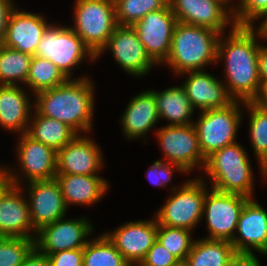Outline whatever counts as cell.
Wrapping results in <instances>:
<instances>
[{"label":"cell","instance_id":"8fae6325","mask_svg":"<svg viewBox=\"0 0 267 266\" xmlns=\"http://www.w3.org/2000/svg\"><path fill=\"white\" fill-rule=\"evenodd\" d=\"M249 198L221 192L209 187L206 191L203 215L208 229L207 239L232 241L244 204Z\"/></svg>","mask_w":267,"mask_h":266},{"label":"cell","instance_id":"ffe728a7","mask_svg":"<svg viewBox=\"0 0 267 266\" xmlns=\"http://www.w3.org/2000/svg\"><path fill=\"white\" fill-rule=\"evenodd\" d=\"M236 231L231 241L236 252L256 251L267 257V211L255 198L244 204Z\"/></svg>","mask_w":267,"mask_h":266},{"label":"cell","instance_id":"d6986e66","mask_svg":"<svg viewBox=\"0 0 267 266\" xmlns=\"http://www.w3.org/2000/svg\"><path fill=\"white\" fill-rule=\"evenodd\" d=\"M50 24L41 13H30L16 6L9 15L2 45L35 56L44 31Z\"/></svg>","mask_w":267,"mask_h":266},{"label":"cell","instance_id":"277c9868","mask_svg":"<svg viewBox=\"0 0 267 266\" xmlns=\"http://www.w3.org/2000/svg\"><path fill=\"white\" fill-rule=\"evenodd\" d=\"M202 171L213 189L254 198V171L246 149L238 141L208 156Z\"/></svg>","mask_w":267,"mask_h":266},{"label":"cell","instance_id":"7bdbcfd3","mask_svg":"<svg viewBox=\"0 0 267 266\" xmlns=\"http://www.w3.org/2000/svg\"><path fill=\"white\" fill-rule=\"evenodd\" d=\"M19 266H50V264L48 256L34 247Z\"/></svg>","mask_w":267,"mask_h":266},{"label":"cell","instance_id":"7c38bea8","mask_svg":"<svg viewBox=\"0 0 267 266\" xmlns=\"http://www.w3.org/2000/svg\"><path fill=\"white\" fill-rule=\"evenodd\" d=\"M94 225L86 216L66 217L40 228L36 232L34 247L47 256L59 251L84 248L93 235Z\"/></svg>","mask_w":267,"mask_h":266},{"label":"cell","instance_id":"8d00e7d4","mask_svg":"<svg viewBox=\"0 0 267 266\" xmlns=\"http://www.w3.org/2000/svg\"><path fill=\"white\" fill-rule=\"evenodd\" d=\"M178 172L186 174L187 172L179 165L172 164L168 162H164L162 160H156L152 165L149 166L146 172V178L149 182L161 188L168 187L169 183L172 184L171 179L173 177V173Z\"/></svg>","mask_w":267,"mask_h":266},{"label":"cell","instance_id":"e0dca14e","mask_svg":"<svg viewBox=\"0 0 267 266\" xmlns=\"http://www.w3.org/2000/svg\"><path fill=\"white\" fill-rule=\"evenodd\" d=\"M104 234L131 266H138L157 240V221H129Z\"/></svg>","mask_w":267,"mask_h":266},{"label":"cell","instance_id":"2e32d148","mask_svg":"<svg viewBox=\"0 0 267 266\" xmlns=\"http://www.w3.org/2000/svg\"><path fill=\"white\" fill-rule=\"evenodd\" d=\"M21 186L27 193L32 225L36 232L67 215L68 208L56 178L29 182L26 186L23 183Z\"/></svg>","mask_w":267,"mask_h":266},{"label":"cell","instance_id":"d4e9b609","mask_svg":"<svg viewBox=\"0 0 267 266\" xmlns=\"http://www.w3.org/2000/svg\"><path fill=\"white\" fill-rule=\"evenodd\" d=\"M65 205L92 206L108 192V180L100 175L56 174Z\"/></svg>","mask_w":267,"mask_h":266},{"label":"cell","instance_id":"681fc988","mask_svg":"<svg viewBox=\"0 0 267 266\" xmlns=\"http://www.w3.org/2000/svg\"><path fill=\"white\" fill-rule=\"evenodd\" d=\"M176 266H187V264L185 262H180L178 265Z\"/></svg>","mask_w":267,"mask_h":266},{"label":"cell","instance_id":"836d02e7","mask_svg":"<svg viewBox=\"0 0 267 266\" xmlns=\"http://www.w3.org/2000/svg\"><path fill=\"white\" fill-rule=\"evenodd\" d=\"M194 231L157 224V240L180 262H185L191 251Z\"/></svg>","mask_w":267,"mask_h":266},{"label":"cell","instance_id":"74e56055","mask_svg":"<svg viewBox=\"0 0 267 266\" xmlns=\"http://www.w3.org/2000/svg\"><path fill=\"white\" fill-rule=\"evenodd\" d=\"M179 263L180 261L156 240L138 266H176Z\"/></svg>","mask_w":267,"mask_h":266},{"label":"cell","instance_id":"f1b7e54d","mask_svg":"<svg viewBox=\"0 0 267 266\" xmlns=\"http://www.w3.org/2000/svg\"><path fill=\"white\" fill-rule=\"evenodd\" d=\"M32 57L0 44V85H25Z\"/></svg>","mask_w":267,"mask_h":266},{"label":"cell","instance_id":"4dcf8cb0","mask_svg":"<svg viewBox=\"0 0 267 266\" xmlns=\"http://www.w3.org/2000/svg\"><path fill=\"white\" fill-rule=\"evenodd\" d=\"M92 239L83 248V266H131L104 233Z\"/></svg>","mask_w":267,"mask_h":266},{"label":"cell","instance_id":"5b68a950","mask_svg":"<svg viewBox=\"0 0 267 266\" xmlns=\"http://www.w3.org/2000/svg\"><path fill=\"white\" fill-rule=\"evenodd\" d=\"M197 176L188 178L178 187L172 185L169 189L170 196L155 212L158 225L195 230L202 220L205 195L209 186L205 182L206 178Z\"/></svg>","mask_w":267,"mask_h":266},{"label":"cell","instance_id":"7402d4cb","mask_svg":"<svg viewBox=\"0 0 267 266\" xmlns=\"http://www.w3.org/2000/svg\"><path fill=\"white\" fill-rule=\"evenodd\" d=\"M178 76H185L182 86L194 110L204 111L227 106L233 101L229 96L223 79L219 80L205 70L188 71Z\"/></svg>","mask_w":267,"mask_h":266},{"label":"cell","instance_id":"83f0119b","mask_svg":"<svg viewBox=\"0 0 267 266\" xmlns=\"http://www.w3.org/2000/svg\"><path fill=\"white\" fill-rule=\"evenodd\" d=\"M198 239L194 240L187 255V266H231L233 254L236 252L231 241Z\"/></svg>","mask_w":267,"mask_h":266},{"label":"cell","instance_id":"ba28073f","mask_svg":"<svg viewBox=\"0 0 267 266\" xmlns=\"http://www.w3.org/2000/svg\"><path fill=\"white\" fill-rule=\"evenodd\" d=\"M240 103L244 102L233 100L225 107L200 111L194 126L205 158L237 142L238 128L244 116Z\"/></svg>","mask_w":267,"mask_h":266},{"label":"cell","instance_id":"ee69618b","mask_svg":"<svg viewBox=\"0 0 267 266\" xmlns=\"http://www.w3.org/2000/svg\"><path fill=\"white\" fill-rule=\"evenodd\" d=\"M12 184L6 165L0 164V196Z\"/></svg>","mask_w":267,"mask_h":266},{"label":"cell","instance_id":"484cf974","mask_svg":"<svg viewBox=\"0 0 267 266\" xmlns=\"http://www.w3.org/2000/svg\"><path fill=\"white\" fill-rule=\"evenodd\" d=\"M156 99L160 120H166L167 125H191L194 120V109L182 85L170 86L163 91L150 89Z\"/></svg>","mask_w":267,"mask_h":266},{"label":"cell","instance_id":"ac0fdd59","mask_svg":"<svg viewBox=\"0 0 267 266\" xmlns=\"http://www.w3.org/2000/svg\"><path fill=\"white\" fill-rule=\"evenodd\" d=\"M77 134L57 152L56 174L98 175L105 167L103 153L95 140Z\"/></svg>","mask_w":267,"mask_h":266},{"label":"cell","instance_id":"3957f363","mask_svg":"<svg viewBox=\"0 0 267 266\" xmlns=\"http://www.w3.org/2000/svg\"><path fill=\"white\" fill-rule=\"evenodd\" d=\"M220 35L207 27L177 22L169 56L162 65H167L176 76L217 64Z\"/></svg>","mask_w":267,"mask_h":266},{"label":"cell","instance_id":"bcb514c9","mask_svg":"<svg viewBox=\"0 0 267 266\" xmlns=\"http://www.w3.org/2000/svg\"><path fill=\"white\" fill-rule=\"evenodd\" d=\"M259 165V173L261 174L262 178L267 181V154L259 161Z\"/></svg>","mask_w":267,"mask_h":266},{"label":"cell","instance_id":"f6af8a7d","mask_svg":"<svg viewBox=\"0 0 267 266\" xmlns=\"http://www.w3.org/2000/svg\"><path fill=\"white\" fill-rule=\"evenodd\" d=\"M262 109H267V82L261 85L257 98L253 101Z\"/></svg>","mask_w":267,"mask_h":266},{"label":"cell","instance_id":"d590c367","mask_svg":"<svg viewBox=\"0 0 267 266\" xmlns=\"http://www.w3.org/2000/svg\"><path fill=\"white\" fill-rule=\"evenodd\" d=\"M267 19V0H239L234 6V21L236 26L258 25ZM257 22V25H256Z\"/></svg>","mask_w":267,"mask_h":266},{"label":"cell","instance_id":"4316f807","mask_svg":"<svg viewBox=\"0 0 267 266\" xmlns=\"http://www.w3.org/2000/svg\"><path fill=\"white\" fill-rule=\"evenodd\" d=\"M26 134L56 152L69 143L77 133L68 125L43 116L33 109Z\"/></svg>","mask_w":267,"mask_h":266},{"label":"cell","instance_id":"9c48e42d","mask_svg":"<svg viewBox=\"0 0 267 266\" xmlns=\"http://www.w3.org/2000/svg\"><path fill=\"white\" fill-rule=\"evenodd\" d=\"M17 138L15 149L19 169L6 166L12 184L21 186L23 182L26 184V182L54 179L56 177L57 152L47 145L33 140L26 133L17 134Z\"/></svg>","mask_w":267,"mask_h":266},{"label":"cell","instance_id":"9a60e30c","mask_svg":"<svg viewBox=\"0 0 267 266\" xmlns=\"http://www.w3.org/2000/svg\"><path fill=\"white\" fill-rule=\"evenodd\" d=\"M177 22L168 3L162 9L147 13L132 26L147 54L158 66H161L169 56Z\"/></svg>","mask_w":267,"mask_h":266},{"label":"cell","instance_id":"d6a6232c","mask_svg":"<svg viewBox=\"0 0 267 266\" xmlns=\"http://www.w3.org/2000/svg\"><path fill=\"white\" fill-rule=\"evenodd\" d=\"M168 0H114L119 26H133L147 13L164 8Z\"/></svg>","mask_w":267,"mask_h":266},{"label":"cell","instance_id":"1f68e13d","mask_svg":"<svg viewBox=\"0 0 267 266\" xmlns=\"http://www.w3.org/2000/svg\"><path fill=\"white\" fill-rule=\"evenodd\" d=\"M249 118V139L253 154L258 162L267 154V109L260 108L254 102H244Z\"/></svg>","mask_w":267,"mask_h":266},{"label":"cell","instance_id":"6da1fadb","mask_svg":"<svg viewBox=\"0 0 267 266\" xmlns=\"http://www.w3.org/2000/svg\"><path fill=\"white\" fill-rule=\"evenodd\" d=\"M227 34L220 35L217 45V62L224 60L223 83L233 100L253 102L261 89L258 70L260 28L235 26Z\"/></svg>","mask_w":267,"mask_h":266},{"label":"cell","instance_id":"c3c4849f","mask_svg":"<svg viewBox=\"0 0 267 266\" xmlns=\"http://www.w3.org/2000/svg\"><path fill=\"white\" fill-rule=\"evenodd\" d=\"M233 8H234V6L236 5V4H234V0H226ZM232 1H233V3H232Z\"/></svg>","mask_w":267,"mask_h":266},{"label":"cell","instance_id":"30bf717a","mask_svg":"<svg viewBox=\"0 0 267 266\" xmlns=\"http://www.w3.org/2000/svg\"><path fill=\"white\" fill-rule=\"evenodd\" d=\"M157 142L164 162L181 166L187 174L196 169H204L206 158L203 156L194 124L165 125L155 129Z\"/></svg>","mask_w":267,"mask_h":266},{"label":"cell","instance_id":"44dd1931","mask_svg":"<svg viewBox=\"0 0 267 266\" xmlns=\"http://www.w3.org/2000/svg\"><path fill=\"white\" fill-rule=\"evenodd\" d=\"M22 186L11 184L0 196V237L35 239L30 207ZM33 233V234H32Z\"/></svg>","mask_w":267,"mask_h":266},{"label":"cell","instance_id":"52a82bcc","mask_svg":"<svg viewBox=\"0 0 267 266\" xmlns=\"http://www.w3.org/2000/svg\"><path fill=\"white\" fill-rule=\"evenodd\" d=\"M74 32L97 56L118 26L114 0H74Z\"/></svg>","mask_w":267,"mask_h":266},{"label":"cell","instance_id":"ab89813d","mask_svg":"<svg viewBox=\"0 0 267 266\" xmlns=\"http://www.w3.org/2000/svg\"><path fill=\"white\" fill-rule=\"evenodd\" d=\"M13 0H0V44L6 35L7 21L11 11L16 7Z\"/></svg>","mask_w":267,"mask_h":266},{"label":"cell","instance_id":"603a6c76","mask_svg":"<svg viewBox=\"0 0 267 266\" xmlns=\"http://www.w3.org/2000/svg\"><path fill=\"white\" fill-rule=\"evenodd\" d=\"M120 119L124 138L147 143L145 136L160 121L154 94L148 89L133 96Z\"/></svg>","mask_w":267,"mask_h":266},{"label":"cell","instance_id":"f907efd6","mask_svg":"<svg viewBox=\"0 0 267 266\" xmlns=\"http://www.w3.org/2000/svg\"><path fill=\"white\" fill-rule=\"evenodd\" d=\"M260 25H267V19L263 23H261Z\"/></svg>","mask_w":267,"mask_h":266},{"label":"cell","instance_id":"7dc6e473","mask_svg":"<svg viewBox=\"0 0 267 266\" xmlns=\"http://www.w3.org/2000/svg\"><path fill=\"white\" fill-rule=\"evenodd\" d=\"M258 27L261 29V31H262V33H263V39H262V42H263V41L266 42V41H267V25H259ZM266 43H267V42H266Z\"/></svg>","mask_w":267,"mask_h":266},{"label":"cell","instance_id":"f546056e","mask_svg":"<svg viewBox=\"0 0 267 266\" xmlns=\"http://www.w3.org/2000/svg\"><path fill=\"white\" fill-rule=\"evenodd\" d=\"M68 78L49 59L33 56L26 81L29 92L36 93L64 84Z\"/></svg>","mask_w":267,"mask_h":266},{"label":"cell","instance_id":"f35d334b","mask_svg":"<svg viewBox=\"0 0 267 266\" xmlns=\"http://www.w3.org/2000/svg\"><path fill=\"white\" fill-rule=\"evenodd\" d=\"M50 266H83V248L48 255Z\"/></svg>","mask_w":267,"mask_h":266},{"label":"cell","instance_id":"60d3db41","mask_svg":"<svg viewBox=\"0 0 267 266\" xmlns=\"http://www.w3.org/2000/svg\"><path fill=\"white\" fill-rule=\"evenodd\" d=\"M260 262L261 260L256 257L255 252H235L231 266H262Z\"/></svg>","mask_w":267,"mask_h":266},{"label":"cell","instance_id":"e575fe53","mask_svg":"<svg viewBox=\"0 0 267 266\" xmlns=\"http://www.w3.org/2000/svg\"><path fill=\"white\" fill-rule=\"evenodd\" d=\"M34 248V239L0 237V266H19Z\"/></svg>","mask_w":267,"mask_h":266},{"label":"cell","instance_id":"cb8c5ba5","mask_svg":"<svg viewBox=\"0 0 267 266\" xmlns=\"http://www.w3.org/2000/svg\"><path fill=\"white\" fill-rule=\"evenodd\" d=\"M21 85H0V126L6 131L26 133L34 99ZM30 96V97H29Z\"/></svg>","mask_w":267,"mask_h":266},{"label":"cell","instance_id":"4fadbf2b","mask_svg":"<svg viewBox=\"0 0 267 266\" xmlns=\"http://www.w3.org/2000/svg\"><path fill=\"white\" fill-rule=\"evenodd\" d=\"M111 52L115 62L128 75L138 78L150 73L151 69L158 66L147 54L146 49L140 41L136 30L132 26H117L109 37L107 44L96 56ZM155 65V66H154Z\"/></svg>","mask_w":267,"mask_h":266},{"label":"cell","instance_id":"8992f818","mask_svg":"<svg viewBox=\"0 0 267 266\" xmlns=\"http://www.w3.org/2000/svg\"><path fill=\"white\" fill-rule=\"evenodd\" d=\"M35 55L52 61L68 79H76L74 69L84 60L97 62L96 56L70 26L55 22L44 31Z\"/></svg>","mask_w":267,"mask_h":266},{"label":"cell","instance_id":"7a4b0ae2","mask_svg":"<svg viewBox=\"0 0 267 266\" xmlns=\"http://www.w3.org/2000/svg\"><path fill=\"white\" fill-rule=\"evenodd\" d=\"M94 87L92 78L84 75L68 79L62 85L33 95L34 109L70 126L77 134H90L95 108Z\"/></svg>","mask_w":267,"mask_h":266},{"label":"cell","instance_id":"5bb4252c","mask_svg":"<svg viewBox=\"0 0 267 266\" xmlns=\"http://www.w3.org/2000/svg\"><path fill=\"white\" fill-rule=\"evenodd\" d=\"M178 22L227 33L234 28V8L226 0H168Z\"/></svg>","mask_w":267,"mask_h":266},{"label":"cell","instance_id":"b9f144b4","mask_svg":"<svg viewBox=\"0 0 267 266\" xmlns=\"http://www.w3.org/2000/svg\"><path fill=\"white\" fill-rule=\"evenodd\" d=\"M263 39V33L260 29V41L258 50V70L261 85L267 82V45L261 42ZM261 42V43H260Z\"/></svg>","mask_w":267,"mask_h":266}]
</instances>
